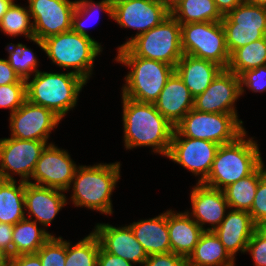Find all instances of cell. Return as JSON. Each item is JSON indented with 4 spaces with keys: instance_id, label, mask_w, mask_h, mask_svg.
<instances>
[{
    "instance_id": "31",
    "label": "cell",
    "mask_w": 266,
    "mask_h": 266,
    "mask_svg": "<svg viewBox=\"0 0 266 266\" xmlns=\"http://www.w3.org/2000/svg\"><path fill=\"white\" fill-rule=\"evenodd\" d=\"M266 65V37L236 49L227 69L237 76L246 70Z\"/></svg>"
},
{
    "instance_id": "1",
    "label": "cell",
    "mask_w": 266,
    "mask_h": 266,
    "mask_svg": "<svg viewBox=\"0 0 266 266\" xmlns=\"http://www.w3.org/2000/svg\"><path fill=\"white\" fill-rule=\"evenodd\" d=\"M124 146L127 149L152 147L167 156L174 125L156 109L154 103H141L122 96Z\"/></svg>"
},
{
    "instance_id": "17",
    "label": "cell",
    "mask_w": 266,
    "mask_h": 266,
    "mask_svg": "<svg viewBox=\"0 0 266 266\" xmlns=\"http://www.w3.org/2000/svg\"><path fill=\"white\" fill-rule=\"evenodd\" d=\"M240 96V77L222 69L207 89L194 98V109L207 113L238 114L235 101Z\"/></svg>"
},
{
    "instance_id": "42",
    "label": "cell",
    "mask_w": 266,
    "mask_h": 266,
    "mask_svg": "<svg viewBox=\"0 0 266 266\" xmlns=\"http://www.w3.org/2000/svg\"><path fill=\"white\" fill-rule=\"evenodd\" d=\"M13 83H26V80L20 78L6 59L0 58V85Z\"/></svg>"
},
{
    "instance_id": "34",
    "label": "cell",
    "mask_w": 266,
    "mask_h": 266,
    "mask_svg": "<svg viewBox=\"0 0 266 266\" xmlns=\"http://www.w3.org/2000/svg\"><path fill=\"white\" fill-rule=\"evenodd\" d=\"M7 46L9 54L8 59H6L7 62L21 79L30 80L31 74L33 73L34 76L39 71L37 69V57L34 52L22 43H10Z\"/></svg>"
},
{
    "instance_id": "7",
    "label": "cell",
    "mask_w": 266,
    "mask_h": 266,
    "mask_svg": "<svg viewBox=\"0 0 266 266\" xmlns=\"http://www.w3.org/2000/svg\"><path fill=\"white\" fill-rule=\"evenodd\" d=\"M116 62L129 67L122 96L141 103H154L175 67L160 61L138 56H117Z\"/></svg>"
},
{
    "instance_id": "51",
    "label": "cell",
    "mask_w": 266,
    "mask_h": 266,
    "mask_svg": "<svg viewBox=\"0 0 266 266\" xmlns=\"http://www.w3.org/2000/svg\"><path fill=\"white\" fill-rule=\"evenodd\" d=\"M246 1L257 6L266 7V0H246Z\"/></svg>"
},
{
    "instance_id": "36",
    "label": "cell",
    "mask_w": 266,
    "mask_h": 266,
    "mask_svg": "<svg viewBox=\"0 0 266 266\" xmlns=\"http://www.w3.org/2000/svg\"><path fill=\"white\" fill-rule=\"evenodd\" d=\"M67 241L52 235L37 251L42 266H65Z\"/></svg>"
},
{
    "instance_id": "10",
    "label": "cell",
    "mask_w": 266,
    "mask_h": 266,
    "mask_svg": "<svg viewBox=\"0 0 266 266\" xmlns=\"http://www.w3.org/2000/svg\"><path fill=\"white\" fill-rule=\"evenodd\" d=\"M230 55L238 48L260 40L266 34V7L243 0L221 20Z\"/></svg>"
},
{
    "instance_id": "29",
    "label": "cell",
    "mask_w": 266,
    "mask_h": 266,
    "mask_svg": "<svg viewBox=\"0 0 266 266\" xmlns=\"http://www.w3.org/2000/svg\"><path fill=\"white\" fill-rule=\"evenodd\" d=\"M266 173L262 163L252 174L231 183L223 189L229 209L247 211L251 210L260 178Z\"/></svg>"
},
{
    "instance_id": "11",
    "label": "cell",
    "mask_w": 266,
    "mask_h": 266,
    "mask_svg": "<svg viewBox=\"0 0 266 266\" xmlns=\"http://www.w3.org/2000/svg\"><path fill=\"white\" fill-rule=\"evenodd\" d=\"M48 144L39 140H20L14 137L0 139V176L14 180L15 174L21 181L30 182L37 161ZM10 172V173H9Z\"/></svg>"
},
{
    "instance_id": "35",
    "label": "cell",
    "mask_w": 266,
    "mask_h": 266,
    "mask_svg": "<svg viewBox=\"0 0 266 266\" xmlns=\"http://www.w3.org/2000/svg\"><path fill=\"white\" fill-rule=\"evenodd\" d=\"M97 10H103L110 16V18H112L113 3L110 0H102L98 3H95L92 0H76V6L72 15L71 30L81 35L90 37L86 31L85 22L86 19L93 15V13Z\"/></svg>"
},
{
    "instance_id": "3",
    "label": "cell",
    "mask_w": 266,
    "mask_h": 266,
    "mask_svg": "<svg viewBox=\"0 0 266 266\" xmlns=\"http://www.w3.org/2000/svg\"><path fill=\"white\" fill-rule=\"evenodd\" d=\"M120 167V162L78 166L70 186L72 203L76 207L111 215V195L120 179Z\"/></svg>"
},
{
    "instance_id": "9",
    "label": "cell",
    "mask_w": 266,
    "mask_h": 266,
    "mask_svg": "<svg viewBox=\"0 0 266 266\" xmlns=\"http://www.w3.org/2000/svg\"><path fill=\"white\" fill-rule=\"evenodd\" d=\"M181 48L183 54L212 61L223 69L229 65L230 53L221 21L182 24Z\"/></svg>"
},
{
    "instance_id": "6",
    "label": "cell",
    "mask_w": 266,
    "mask_h": 266,
    "mask_svg": "<svg viewBox=\"0 0 266 266\" xmlns=\"http://www.w3.org/2000/svg\"><path fill=\"white\" fill-rule=\"evenodd\" d=\"M117 56H138L175 67L183 56L181 25L171 15L161 24L119 46Z\"/></svg>"
},
{
    "instance_id": "27",
    "label": "cell",
    "mask_w": 266,
    "mask_h": 266,
    "mask_svg": "<svg viewBox=\"0 0 266 266\" xmlns=\"http://www.w3.org/2000/svg\"><path fill=\"white\" fill-rule=\"evenodd\" d=\"M16 179L0 181V222L15 225L26 218L25 182Z\"/></svg>"
},
{
    "instance_id": "37",
    "label": "cell",
    "mask_w": 266,
    "mask_h": 266,
    "mask_svg": "<svg viewBox=\"0 0 266 266\" xmlns=\"http://www.w3.org/2000/svg\"><path fill=\"white\" fill-rule=\"evenodd\" d=\"M27 100L26 83L0 85V108L14 113Z\"/></svg>"
},
{
    "instance_id": "25",
    "label": "cell",
    "mask_w": 266,
    "mask_h": 266,
    "mask_svg": "<svg viewBox=\"0 0 266 266\" xmlns=\"http://www.w3.org/2000/svg\"><path fill=\"white\" fill-rule=\"evenodd\" d=\"M128 226L148 256L171 252L167 227V211L154 218L133 222Z\"/></svg>"
},
{
    "instance_id": "14",
    "label": "cell",
    "mask_w": 266,
    "mask_h": 266,
    "mask_svg": "<svg viewBox=\"0 0 266 266\" xmlns=\"http://www.w3.org/2000/svg\"><path fill=\"white\" fill-rule=\"evenodd\" d=\"M61 120L52 110L26 100L14 113L10 114V137L48 142L51 131Z\"/></svg>"
},
{
    "instance_id": "41",
    "label": "cell",
    "mask_w": 266,
    "mask_h": 266,
    "mask_svg": "<svg viewBox=\"0 0 266 266\" xmlns=\"http://www.w3.org/2000/svg\"><path fill=\"white\" fill-rule=\"evenodd\" d=\"M141 266H187L186 258L173 252L149 255Z\"/></svg>"
},
{
    "instance_id": "4",
    "label": "cell",
    "mask_w": 266,
    "mask_h": 266,
    "mask_svg": "<svg viewBox=\"0 0 266 266\" xmlns=\"http://www.w3.org/2000/svg\"><path fill=\"white\" fill-rule=\"evenodd\" d=\"M87 81L74 74L38 71L31 81L26 80L27 100L52 110L61 119L73 109Z\"/></svg>"
},
{
    "instance_id": "28",
    "label": "cell",
    "mask_w": 266,
    "mask_h": 266,
    "mask_svg": "<svg viewBox=\"0 0 266 266\" xmlns=\"http://www.w3.org/2000/svg\"><path fill=\"white\" fill-rule=\"evenodd\" d=\"M37 224V222L25 218L13 225V257L37 253L52 236L45 228H38Z\"/></svg>"
},
{
    "instance_id": "24",
    "label": "cell",
    "mask_w": 266,
    "mask_h": 266,
    "mask_svg": "<svg viewBox=\"0 0 266 266\" xmlns=\"http://www.w3.org/2000/svg\"><path fill=\"white\" fill-rule=\"evenodd\" d=\"M223 68L204 59L183 54L175 66V72L182 79L193 97L203 93Z\"/></svg>"
},
{
    "instance_id": "18",
    "label": "cell",
    "mask_w": 266,
    "mask_h": 266,
    "mask_svg": "<svg viewBox=\"0 0 266 266\" xmlns=\"http://www.w3.org/2000/svg\"><path fill=\"white\" fill-rule=\"evenodd\" d=\"M93 233L98 237L100 246L106 252L119 256L134 265H142L148 257L143 246L127 225L115 227L108 223H97Z\"/></svg>"
},
{
    "instance_id": "5",
    "label": "cell",
    "mask_w": 266,
    "mask_h": 266,
    "mask_svg": "<svg viewBox=\"0 0 266 266\" xmlns=\"http://www.w3.org/2000/svg\"><path fill=\"white\" fill-rule=\"evenodd\" d=\"M52 63L62 68L74 69L72 72L88 81L92 76L95 58L102 52L100 43L73 32H63L43 41L33 38Z\"/></svg>"
},
{
    "instance_id": "2",
    "label": "cell",
    "mask_w": 266,
    "mask_h": 266,
    "mask_svg": "<svg viewBox=\"0 0 266 266\" xmlns=\"http://www.w3.org/2000/svg\"><path fill=\"white\" fill-rule=\"evenodd\" d=\"M246 131L235 141L220 145L211 171L202 184L223 190L231 183L252 174L262 163L257 141L247 138Z\"/></svg>"
},
{
    "instance_id": "39",
    "label": "cell",
    "mask_w": 266,
    "mask_h": 266,
    "mask_svg": "<svg viewBox=\"0 0 266 266\" xmlns=\"http://www.w3.org/2000/svg\"><path fill=\"white\" fill-rule=\"evenodd\" d=\"M249 213L256 225L266 218V173L259 180L254 202Z\"/></svg>"
},
{
    "instance_id": "16",
    "label": "cell",
    "mask_w": 266,
    "mask_h": 266,
    "mask_svg": "<svg viewBox=\"0 0 266 266\" xmlns=\"http://www.w3.org/2000/svg\"><path fill=\"white\" fill-rule=\"evenodd\" d=\"M170 11L160 0H118L113 3L112 19L120 27L137 29L134 37L161 24Z\"/></svg>"
},
{
    "instance_id": "20",
    "label": "cell",
    "mask_w": 266,
    "mask_h": 266,
    "mask_svg": "<svg viewBox=\"0 0 266 266\" xmlns=\"http://www.w3.org/2000/svg\"><path fill=\"white\" fill-rule=\"evenodd\" d=\"M63 192L66 191L25 182V211L29 215L26 218L41 224L43 228L49 226L67 204Z\"/></svg>"
},
{
    "instance_id": "47",
    "label": "cell",
    "mask_w": 266,
    "mask_h": 266,
    "mask_svg": "<svg viewBox=\"0 0 266 266\" xmlns=\"http://www.w3.org/2000/svg\"><path fill=\"white\" fill-rule=\"evenodd\" d=\"M15 0H0V21Z\"/></svg>"
},
{
    "instance_id": "8",
    "label": "cell",
    "mask_w": 266,
    "mask_h": 266,
    "mask_svg": "<svg viewBox=\"0 0 266 266\" xmlns=\"http://www.w3.org/2000/svg\"><path fill=\"white\" fill-rule=\"evenodd\" d=\"M237 114L207 113L191 109L175 126L173 136L228 144L246 130Z\"/></svg>"
},
{
    "instance_id": "19",
    "label": "cell",
    "mask_w": 266,
    "mask_h": 266,
    "mask_svg": "<svg viewBox=\"0 0 266 266\" xmlns=\"http://www.w3.org/2000/svg\"><path fill=\"white\" fill-rule=\"evenodd\" d=\"M192 212L187 213L204 231H214L225 218L229 209L223 190L196 183L190 194ZM191 213V214H190ZM206 223L211 227L204 228Z\"/></svg>"
},
{
    "instance_id": "50",
    "label": "cell",
    "mask_w": 266,
    "mask_h": 266,
    "mask_svg": "<svg viewBox=\"0 0 266 266\" xmlns=\"http://www.w3.org/2000/svg\"><path fill=\"white\" fill-rule=\"evenodd\" d=\"M257 229L266 235V218L257 225Z\"/></svg>"
},
{
    "instance_id": "49",
    "label": "cell",
    "mask_w": 266,
    "mask_h": 266,
    "mask_svg": "<svg viewBox=\"0 0 266 266\" xmlns=\"http://www.w3.org/2000/svg\"><path fill=\"white\" fill-rule=\"evenodd\" d=\"M164 6L171 11L175 5H177L181 0H160Z\"/></svg>"
},
{
    "instance_id": "44",
    "label": "cell",
    "mask_w": 266,
    "mask_h": 266,
    "mask_svg": "<svg viewBox=\"0 0 266 266\" xmlns=\"http://www.w3.org/2000/svg\"><path fill=\"white\" fill-rule=\"evenodd\" d=\"M97 266H134L132 263L106 252L101 246L98 255Z\"/></svg>"
},
{
    "instance_id": "22",
    "label": "cell",
    "mask_w": 266,
    "mask_h": 266,
    "mask_svg": "<svg viewBox=\"0 0 266 266\" xmlns=\"http://www.w3.org/2000/svg\"><path fill=\"white\" fill-rule=\"evenodd\" d=\"M156 109L174 126L194 108V97L174 72L154 102Z\"/></svg>"
},
{
    "instance_id": "38",
    "label": "cell",
    "mask_w": 266,
    "mask_h": 266,
    "mask_svg": "<svg viewBox=\"0 0 266 266\" xmlns=\"http://www.w3.org/2000/svg\"><path fill=\"white\" fill-rule=\"evenodd\" d=\"M239 77L241 85V96L245 92V87L253 92L261 93L266 91V65L246 70Z\"/></svg>"
},
{
    "instance_id": "46",
    "label": "cell",
    "mask_w": 266,
    "mask_h": 266,
    "mask_svg": "<svg viewBox=\"0 0 266 266\" xmlns=\"http://www.w3.org/2000/svg\"><path fill=\"white\" fill-rule=\"evenodd\" d=\"M243 0H214L215 5L222 16L227 15Z\"/></svg>"
},
{
    "instance_id": "43",
    "label": "cell",
    "mask_w": 266,
    "mask_h": 266,
    "mask_svg": "<svg viewBox=\"0 0 266 266\" xmlns=\"http://www.w3.org/2000/svg\"><path fill=\"white\" fill-rule=\"evenodd\" d=\"M13 225L0 222V249L13 257Z\"/></svg>"
},
{
    "instance_id": "48",
    "label": "cell",
    "mask_w": 266,
    "mask_h": 266,
    "mask_svg": "<svg viewBox=\"0 0 266 266\" xmlns=\"http://www.w3.org/2000/svg\"><path fill=\"white\" fill-rule=\"evenodd\" d=\"M10 255L3 249H0V266H9Z\"/></svg>"
},
{
    "instance_id": "32",
    "label": "cell",
    "mask_w": 266,
    "mask_h": 266,
    "mask_svg": "<svg viewBox=\"0 0 266 266\" xmlns=\"http://www.w3.org/2000/svg\"><path fill=\"white\" fill-rule=\"evenodd\" d=\"M0 30L12 37L24 35L32 41L34 29L29 8L13 2L0 21Z\"/></svg>"
},
{
    "instance_id": "12",
    "label": "cell",
    "mask_w": 266,
    "mask_h": 266,
    "mask_svg": "<svg viewBox=\"0 0 266 266\" xmlns=\"http://www.w3.org/2000/svg\"><path fill=\"white\" fill-rule=\"evenodd\" d=\"M219 146L203 139L172 136L166 157L192 172L195 177L201 175L198 183H202L211 171Z\"/></svg>"
},
{
    "instance_id": "23",
    "label": "cell",
    "mask_w": 266,
    "mask_h": 266,
    "mask_svg": "<svg viewBox=\"0 0 266 266\" xmlns=\"http://www.w3.org/2000/svg\"><path fill=\"white\" fill-rule=\"evenodd\" d=\"M167 227L171 252L186 259L193 252L204 230L191 218L187 211L167 210Z\"/></svg>"
},
{
    "instance_id": "15",
    "label": "cell",
    "mask_w": 266,
    "mask_h": 266,
    "mask_svg": "<svg viewBox=\"0 0 266 266\" xmlns=\"http://www.w3.org/2000/svg\"><path fill=\"white\" fill-rule=\"evenodd\" d=\"M78 166L66 150L53 143L42 151L29 183L69 191Z\"/></svg>"
},
{
    "instance_id": "33",
    "label": "cell",
    "mask_w": 266,
    "mask_h": 266,
    "mask_svg": "<svg viewBox=\"0 0 266 266\" xmlns=\"http://www.w3.org/2000/svg\"><path fill=\"white\" fill-rule=\"evenodd\" d=\"M67 241L65 266H97L100 242L93 231L72 245Z\"/></svg>"
},
{
    "instance_id": "26",
    "label": "cell",
    "mask_w": 266,
    "mask_h": 266,
    "mask_svg": "<svg viewBox=\"0 0 266 266\" xmlns=\"http://www.w3.org/2000/svg\"><path fill=\"white\" fill-rule=\"evenodd\" d=\"M186 262L187 266H235V260L213 231L202 233Z\"/></svg>"
},
{
    "instance_id": "45",
    "label": "cell",
    "mask_w": 266,
    "mask_h": 266,
    "mask_svg": "<svg viewBox=\"0 0 266 266\" xmlns=\"http://www.w3.org/2000/svg\"><path fill=\"white\" fill-rule=\"evenodd\" d=\"M9 266H42L39 256L35 254H23L10 257Z\"/></svg>"
},
{
    "instance_id": "21",
    "label": "cell",
    "mask_w": 266,
    "mask_h": 266,
    "mask_svg": "<svg viewBox=\"0 0 266 266\" xmlns=\"http://www.w3.org/2000/svg\"><path fill=\"white\" fill-rule=\"evenodd\" d=\"M256 229L257 225L253 222L249 212L230 209L213 232L235 260L238 251L245 253L248 242Z\"/></svg>"
},
{
    "instance_id": "13",
    "label": "cell",
    "mask_w": 266,
    "mask_h": 266,
    "mask_svg": "<svg viewBox=\"0 0 266 266\" xmlns=\"http://www.w3.org/2000/svg\"><path fill=\"white\" fill-rule=\"evenodd\" d=\"M34 38L45 40L71 30L76 0H28Z\"/></svg>"
},
{
    "instance_id": "40",
    "label": "cell",
    "mask_w": 266,
    "mask_h": 266,
    "mask_svg": "<svg viewBox=\"0 0 266 266\" xmlns=\"http://www.w3.org/2000/svg\"><path fill=\"white\" fill-rule=\"evenodd\" d=\"M245 252H250L254 266H266V235L256 229Z\"/></svg>"
},
{
    "instance_id": "30",
    "label": "cell",
    "mask_w": 266,
    "mask_h": 266,
    "mask_svg": "<svg viewBox=\"0 0 266 266\" xmlns=\"http://www.w3.org/2000/svg\"><path fill=\"white\" fill-rule=\"evenodd\" d=\"M170 15L180 25L196 22H217L223 18L214 0H181L170 11Z\"/></svg>"
}]
</instances>
